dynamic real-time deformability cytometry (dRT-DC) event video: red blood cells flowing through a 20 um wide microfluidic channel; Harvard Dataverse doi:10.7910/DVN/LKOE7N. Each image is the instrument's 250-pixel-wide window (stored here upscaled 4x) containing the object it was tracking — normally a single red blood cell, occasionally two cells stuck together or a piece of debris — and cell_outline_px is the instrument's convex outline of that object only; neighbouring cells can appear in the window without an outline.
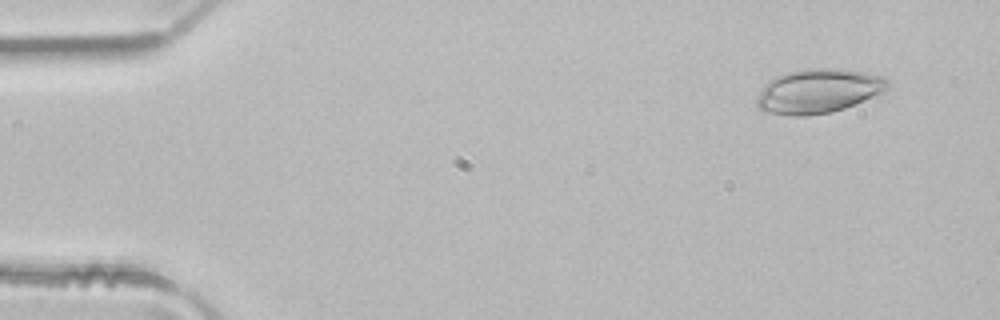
{"species": "common noctule bat (a hibernating species)", "species_latin": "Nyctalus noctula", "temperature_condition": "room temperature", "stored_images_in_passage": 4, "camera_frame_rate_fps": 3000, "um_per_image_px": 0.085, "animal": {"sex": "male", "body_mass_g": 21.5, "forearm_length_mm": 52.0}, "frame": {"image": 1, "passage_image": 1, "time_ms": 0.0, "image_size_px": [1000, 320], "cell_outline_px": [[888, 88], [884, 92], [844, 108], [832, 112], [808, 116], [788, 116], [768, 112], [756, 108], [756, 96], [764, 84], [768, 80], [776, 76], [788, 72], [804, 68], [836, 68], [864, 72], [884, 76], [888, 80]], "centroid_in_image_um": [69.52, 7.74], "position_along_channel_um": 15.5, "area_um2": 34.16}}
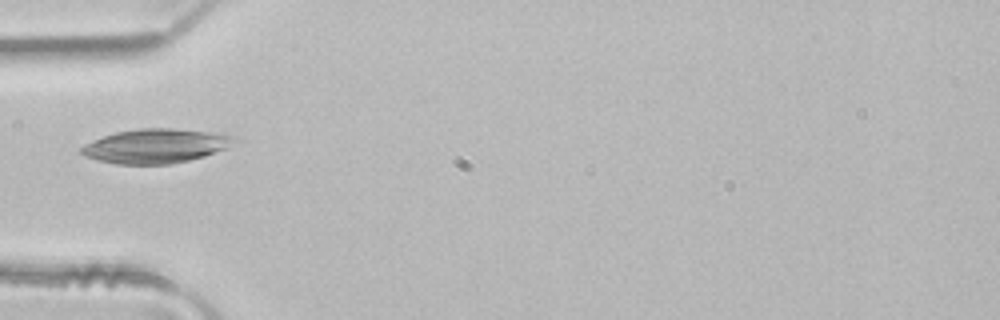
{"frame": {"image": 2, "passage_image": 4, "time_ms": 1.0, "image_size_px": [1000, 320], "cell_outline_px": [[236, 136], [228, 148], [204, 156], [172, 164], [116, 164], [84, 156], [80, 152], [80, 148], [84, 144], [104, 136], [116, 132], [136, 128], [172, 128], [208, 132]], "centroid_in_image_um": [13.2, 12.41], "position_along_channel_um": 71.8, "area_um2": 30.29}}